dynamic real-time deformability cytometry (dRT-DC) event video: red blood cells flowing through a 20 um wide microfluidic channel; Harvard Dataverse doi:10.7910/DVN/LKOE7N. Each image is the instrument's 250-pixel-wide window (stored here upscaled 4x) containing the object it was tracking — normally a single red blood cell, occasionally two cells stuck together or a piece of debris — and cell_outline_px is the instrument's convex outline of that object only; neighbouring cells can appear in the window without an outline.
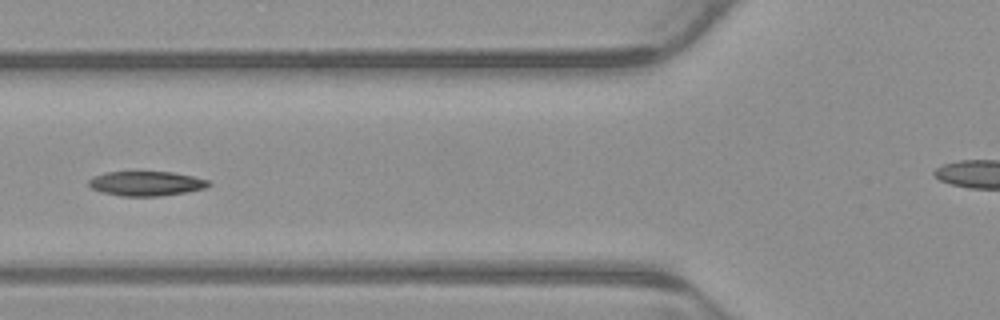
{"species": "common noctule bat (a hibernating species)", "species_latin": "Nyctalus noctula", "temperature_condition": "warm", "stored_images_in_passage": 5, "camera_frame_rate_fps": 3000, "um_per_image_px": 0.085, "animal": {"sex": "male", "body_mass_g": 23.1, "forearm_length_mm": 52.7}, "frame": {"image": 1, "passage_image": 5, "time_ms": 1.333, "image_size_px": [1000, 320], "cell_outline_px": [[212, 184], [204, 188], [184, 192], [160, 196], [120, 196], [104, 192], [92, 188], [88, 184], [88, 180], [92, 176], [104, 172], [172, 172], [192, 176], [208, 180]], "centroid_in_image_um": [12.4, 15.59], "position_along_channel_um": 113.4, "area_um2": 17.05}}